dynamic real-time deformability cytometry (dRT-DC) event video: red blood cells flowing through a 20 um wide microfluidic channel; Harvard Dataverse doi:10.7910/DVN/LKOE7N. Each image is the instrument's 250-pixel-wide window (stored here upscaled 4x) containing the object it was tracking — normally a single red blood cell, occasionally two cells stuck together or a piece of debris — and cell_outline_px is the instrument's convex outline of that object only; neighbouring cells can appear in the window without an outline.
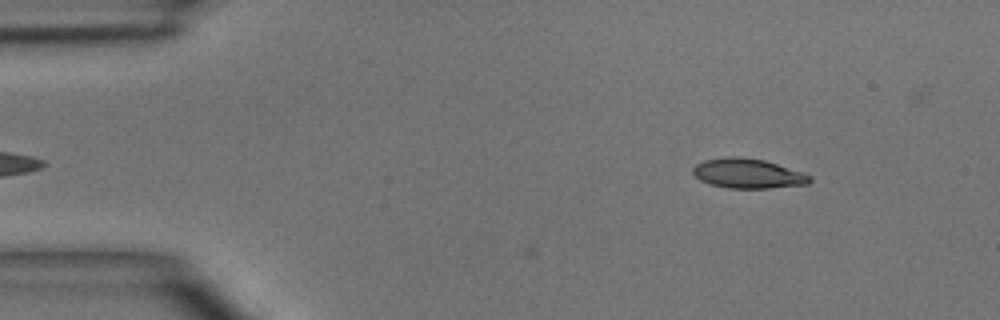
{"species": "common noctule bat (a hibernating species)", "species_latin": "Nyctalus noctula", "temperature_condition": "room temperature", "stored_images_in_passage": 3, "camera_frame_rate_fps": 3000, "um_per_image_px": 0.085, "animal": {"sex": "male", "body_mass_g": 15.6}, "frame": {"image": 1, "passage_image": 1, "time_ms": 0.0, "image_size_px": [1000, 320], "cell_outline_px": [[812, 180], [808, 184], [768, 188], [728, 188], [708, 184], [700, 180], [692, 172], [692, 168], [696, 164], [704, 160], [728, 156], [740, 156], [764, 160], [804, 172], [812, 176]], "centroid_in_image_um": [63.57, 14.74], "position_along_channel_um": 21.4, "area_um2": 20.4}}